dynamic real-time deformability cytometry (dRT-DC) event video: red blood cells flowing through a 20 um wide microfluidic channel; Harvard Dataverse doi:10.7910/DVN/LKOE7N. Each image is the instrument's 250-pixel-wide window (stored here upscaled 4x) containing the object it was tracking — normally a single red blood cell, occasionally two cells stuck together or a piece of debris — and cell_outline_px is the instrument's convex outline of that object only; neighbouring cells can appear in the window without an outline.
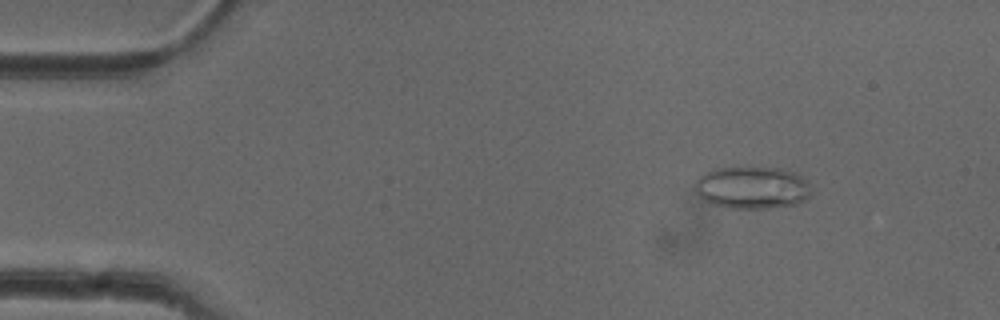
{"species": "common noctule bat (a hibernating species)", "species_latin": "Nyctalus noctula", "temperature_condition": "cold", "stored_images_in_passage": 52, "camera_frame_rate_fps": 3000, "um_per_image_px": 0.085, "animal": {"sex": "female"}, "frame": {"image": 1, "passage_image": 7, "time_ms": 2.0, "image_size_px": [1000, 320], "cell_outline_px": [[812, 196], [796, 204], [764, 208], [732, 208], [712, 204], [704, 200], [696, 192], [696, 180], [700, 176], [712, 168], [776, 168], [792, 172], [800, 176], [808, 184]], "centroid_in_image_um": [63.92, 15.95], "position_along_channel_um": 21.1, "area_um2": 28.26}}
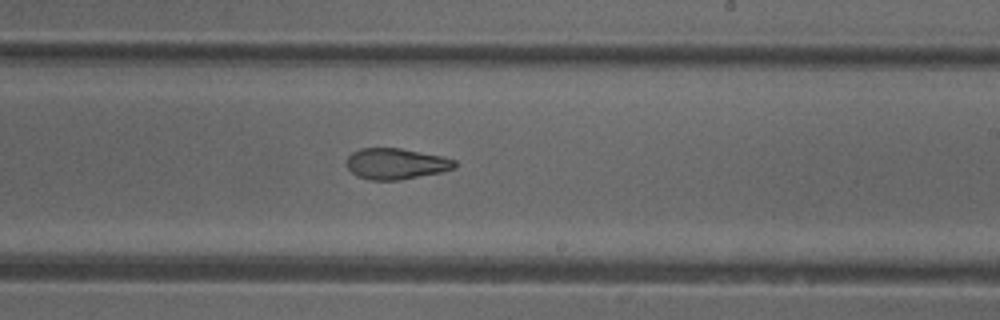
{"frame": {"image": 2, "passage_image": 31, "time_ms": 10.0, "image_size_px": [1000, 320], "cell_outline_px": [[456, 168], [440, 172], [400, 180], [372, 180], [356, 176], [348, 168], [348, 156], [352, 152], [360, 148], [400, 148], [440, 156], [456, 160]], "centroid_in_image_um": [33.66, 13.92], "position_along_channel_um": 255.3, "area_um2": 19.36}}
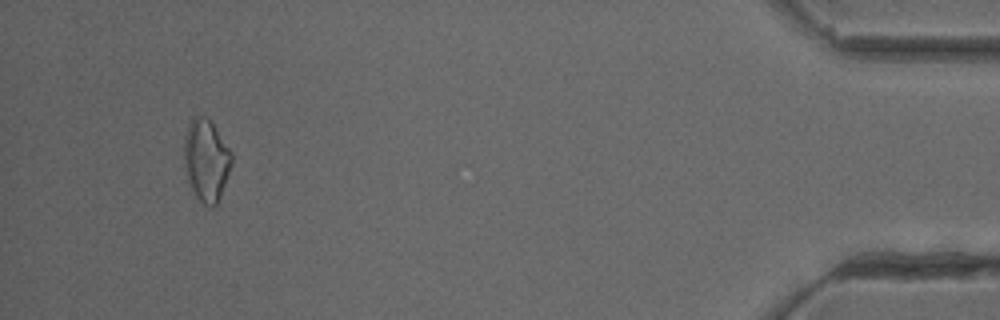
{"frame": {"image": 3, "passage_image": 49, "time_ms": 16.0, "image_size_px": [1000, 320], "cell_outline_px": [[232, 164], [220, 196], [216, 204], [212, 208], [208, 208], [196, 196], [188, 180], [184, 164], [184, 140], [188, 124], [192, 116], [204, 116], [212, 124], [232, 152]], "centroid_in_image_um": [17.52, 13.62], "position_along_channel_um": 417.7, "area_um2": 22.48}, "authors_computed_cell_mechanics": {"area_um2": 21.0392, "velocity_mm_per_s": 3.9742, "shape_relaxation_time_tau1_ms": 11.1054, "shape_relaxation_time_tau2_ms": 2.3867, "deformation_change_tau1": 0.1881, "deformation_change_tau2": 0.0903}}